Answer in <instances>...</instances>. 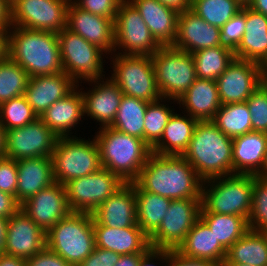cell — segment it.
<instances>
[{
    "mask_svg": "<svg viewBox=\"0 0 267 266\" xmlns=\"http://www.w3.org/2000/svg\"><path fill=\"white\" fill-rule=\"evenodd\" d=\"M134 182L171 200L201 199L203 180L183 156L152 153Z\"/></svg>",
    "mask_w": 267,
    "mask_h": 266,
    "instance_id": "cell-1",
    "label": "cell"
},
{
    "mask_svg": "<svg viewBox=\"0 0 267 266\" xmlns=\"http://www.w3.org/2000/svg\"><path fill=\"white\" fill-rule=\"evenodd\" d=\"M6 55L30 77L63 72L57 33L11 26L6 32Z\"/></svg>",
    "mask_w": 267,
    "mask_h": 266,
    "instance_id": "cell-2",
    "label": "cell"
},
{
    "mask_svg": "<svg viewBox=\"0 0 267 266\" xmlns=\"http://www.w3.org/2000/svg\"><path fill=\"white\" fill-rule=\"evenodd\" d=\"M232 138L212 121H198L183 157L203 180L233 174Z\"/></svg>",
    "mask_w": 267,
    "mask_h": 266,
    "instance_id": "cell-3",
    "label": "cell"
},
{
    "mask_svg": "<svg viewBox=\"0 0 267 266\" xmlns=\"http://www.w3.org/2000/svg\"><path fill=\"white\" fill-rule=\"evenodd\" d=\"M98 129L94 137L100 149L101 167L116 174L124 183L134 182L152 154V148L143 139L110 126Z\"/></svg>",
    "mask_w": 267,
    "mask_h": 266,
    "instance_id": "cell-4",
    "label": "cell"
},
{
    "mask_svg": "<svg viewBox=\"0 0 267 266\" xmlns=\"http://www.w3.org/2000/svg\"><path fill=\"white\" fill-rule=\"evenodd\" d=\"M255 177L232 174L203 181L200 213L237 215L248 221Z\"/></svg>",
    "mask_w": 267,
    "mask_h": 266,
    "instance_id": "cell-5",
    "label": "cell"
},
{
    "mask_svg": "<svg viewBox=\"0 0 267 266\" xmlns=\"http://www.w3.org/2000/svg\"><path fill=\"white\" fill-rule=\"evenodd\" d=\"M93 215L71 212L46 232V247L78 266L96 247Z\"/></svg>",
    "mask_w": 267,
    "mask_h": 266,
    "instance_id": "cell-6",
    "label": "cell"
},
{
    "mask_svg": "<svg viewBox=\"0 0 267 266\" xmlns=\"http://www.w3.org/2000/svg\"><path fill=\"white\" fill-rule=\"evenodd\" d=\"M51 160L55 182L62 185L101 168L100 149L94 136L87 140L80 136L58 137Z\"/></svg>",
    "mask_w": 267,
    "mask_h": 266,
    "instance_id": "cell-7",
    "label": "cell"
},
{
    "mask_svg": "<svg viewBox=\"0 0 267 266\" xmlns=\"http://www.w3.org/2000/svg\"><path fill=\"white\" fill-rule=\"evenodd\" d=\"M113 56V57H112ZM111 76L108 77L127 96L154 102L162 98L156 83L154 65L151 56L146 55H110Z\"/></svg>",
    "mask_w": 267,
    "mask_h": 266,
    "instance_id": "cell-8",
    "label": "cell"
},
{
    "mask_svg": "<svg viewBox=\"0 0 267 266\" xmlns=\"http://www.w3.org/2000/svg\"><path fill=\"white\" fill-rule=\"evenodd\" d=\"M57 37L62 69L77 84L106 77L104 58L108 59V55H105L102 49L66 27L57 34Z\"/></svg>",
    "mask_w": 267,
    "mask_h": 266,
    "instance_id": "cell-9",
    "label": "cell"
},
{
    "mask_svg": "<svg viewBox=\"0 0 267 266\" xmlns=\"http://www.w3.org/2000/svg\"><path fill=\"white\" fill-rule=\"evenodd\" d=\"M151 58L162 98L178 100L197 79L192 53L161 46Z\"/></svg>",
    "mask_w": 267,
    "mask_h": 266,
    "instance_id": "cell-10",
    "label": "cell"
},
{
    "mask_svg": "<svg viewBox=\"0 0 267 266\" xmlns=\"http://www.w3.org/2000/svg\"><path fill=\"white\" fill-rule=\"evenodd\" d=\"M114 38L117 54L152 56L161 47L129 0H123L118 7Z\"/></svg>",
    "mask_w": 267,
    "mask_h": 266,
    "instance_id": "cell-11",
    "label": "cell"
},
{
    "mask_svg": "<svg viewBox=\"0 0 267 266\" xmlns=\"http://www.w3.org/2000/svg\"><path fill=\"white\" fill-rule=\"evenodd\" d=\"M123 184L116 174L101 167L97 172L68 181L64 187L72 212L92 214Z\"/></svg>",
    "mask_w": 267,
    "mask_h": 266,
    "instance_id": "cell-12",
    "label": "cell"
},
{
    "mask_svg": "<svg viewBox=\"0 0 267 266\" xmlns=\"http://www.w3.org/2000/svg\"><path fill=\"white\" fill-rule=\"evenodd\" d=\"M201 199L171 200L159 227L149 236L151 248L177 250L200 218Z\"/></svg>",
    "mask_w": 267,
    "mask_h": 266,
    "instance_id": "cell-13",
    "label": "cell"
},
{
    "mask_svg": "<svg viewBox=\"0 0 267 266\" xmlns=\"http://www.w3.org/2000/svg\"><path fill=\"white\" fill-rule=\"evenodd\" d=\"M71 0H16L11 5V26L59 33L66 27Z\"/></svg>",
    "mask_w": 267,
    "mask_h": 266,
    "instance_id": "cell-14",
    "label": "cell"
},
{
    "mask_svg": "<svg viewBox=\"0 0 267 266\" xmlns=\"http://www.w3.org/2000/svg\"><path fill=\"white\" fill-rule=\"evenodd\" d=\"M57 139L58 136L38 117L30 124L6 131L4 157L16 161L51 158Z\"/></svg>",
    "mask_w": 267,
    "mask_h": 266,
    "instance_id": "cell-15",
    "label": "cell"
},
{
    "mask_svg": "<svg viewBox=\"0 0 267 266\" xmlns=\"http://www.w3.org/2000/svg\"><path fill=\"white\" fill-rule=\"evenodd\" d=\"M263 72L259 63L234 58L215 80L222 105L246 102L263 83Z\"/></svg>",
    "mask_w": 267,
    "mask_h": 266,
    "instance_id": "cell-16",
    "label": "cell"
},
{
    "mask_svg": "<svg viewBox=\"0 0 267 266\" xmlns=\"http://www.w3.org/2000/svg\"><path fill=\"white\" fill-rule=\"evenodd\" d=\"M82 83H88L89 86L91 84L93 87L87 92L83 91L84 88H80ZM80 86L77 84L76 87L83 97L84 118L97 121L99 128L110 126L115 119L123 95L120 88L108 76L81 82Z\"/></svg>",
    "mask_w": 267,
    "mask_h": 266,
    "instance_id": "cell-17",
    "label": "cell"
},
{
    "mask_svg": "<svg viewBox=\"0 0 267 266\" xmlns=\"http://www.w3.org/2000/svg\"><path fill=\"white\" fill-rule=\"evenodd\" d=\"M20 209L45 233L72 212L68 205L65 187L59 182L41 189L22 203Z\"/></svg>",
    "mask_w": 267,
    "mask_h": 266,
    "instance_id": "cell-18",
    "label": "cell"
},
{
    "mask_svg": "<svg viewBox=\"0 0 267 266\" xmlns=\"http://www.w3.org/2000/svg\"><path fill=\"white\" fill-rule=\"evenodd\" d=\"M66 28L98 46L106 55L114 53V21L79 8L72 0L67 9Z\"/></svg>",
    "mask_w": 267,
    "mask_h": 266,
    "instance_id": "cell-19",
    "label": "cell"
},
{
    "mask_svg": "<svg viewBox=\"0 0 267 266\" xmlns=\"http://www.w3.org/2000/svg\"><path fill=\"white\" fill-rule=\"evenodd\" d=\"M46 246V233L19 209L7 222L4 254L24 259Z\"/></svg>",
    "mask_w": 267,
    "mask_h": 266,
    "instance_id": "cell-20",
    "label": "cell"
},
{
    "mask_svg": "<svg viewBox=\"0 0 267 266\" xmlns=\"http://www.w3.org/2000/svg\"><path fill=\"white\" fill-rule=\"evenodd\" d=\"M222 45L220 28L210 25L191 9L179 13L177 36L173 47L194 53Z\"/></svg>",
    "mask_w": 267,
    "mask_h": 266,
    "instance_id": "cell-21",
    "label": "cell"
},
{
    "mask_svg": "<svg viewBox=\"0 0 267 266\" xmlns=\"http://www.w3.org/2000/svg\"><path fill=\"white\" fill-rule=\"evenodd\" d=\"M77 83L64 71L55 74L30 77L25 97L34 112L40 117L56 101L65 98Z\"/></svg>",
    "mask_w": 267,
    "mask_h": 266,
    "instance_id": "cell-22",
    "label": "cell"
},
{
    "mask_svg": "<svg viewBox=\"0 0 267 266\" xmlns=\"http://www.w3.org/2000/svg\"><path fill=\"white\" fill-rule=\"evenodd\" d=\"M92 215L100 225L111 228L121 229L137 224L135 182L124 183Z\"/></svg>",
    "mask_w": 267,
    "mask_h": 266,
    "instance_id": "cell-23",
    "label": "cell"
},
{
    "mask_svg": "<svg viewBox=\"0 0 267 266\" xmlns=\"http://www.w3.org/2000/svg\"><path fill=\"white\" fill-rule=\"evenodd\" d=\"M96 247L117 254H144L150 248L149 236L135 224L132 227L111 228L93 220Z\"/></svg>",
    "mask_w": 267,
    "mask_h": 266,
    "instance_id": "cell-24",
    "label": "cell"
},
{
    "mask_svg": "<svg viewBox=\"0 0 267 266\" xmlns=\"http://www.w3.org/2000/svg\"><path fill=\"white\" fill-rule=\"evenodd\" d=\"M139 11L155 40L161 46H173L177 36L178 15L158 0H129Z\"/></svg>",
    "mask_w": 267,
    "mask_h": 266,
    "instance_id": "cell-25",
    "label": "cell"
},
{
    "mask_svg": "<svg viewBox=\"0 0 267 266\" xmlns=\"http://www.w3.org/2000/svg\"><path fill=\"white\" fill-rule=\"evenodd\" d=\"M246 28L234 57L259 63L267 70V16L245 6Z\"/></svg>",
    "mask_w": 267,
    "mask_h": 266,
    "instance_id": "cell-26",
    "label": "cell"
},
{
    "mask_svg": "<svg viewBox=\"0 0 267 266\" xmlns=\"http://www.w3.org/2000/svg\"><path fill=\"white\" fill-rule=\"evenodd\" d=\"M58 137L73 135L84 118L83 97L76 87L65 98L56 101L39 117ZM83 119V120H81ZM81 121V123H80ZM72 130H74L72 132Z\"/></svg>",
    "mask_w": 267,
    "mask_h": 266,
    "instance_id": "cell-27",
    "label": "cell"
},
{
    "mask_svg": "<svg viewBox=\"0 0 267 266\" xmlns=\"http://www.w3.org/2000/svg\"><path fill=\"white\" fill-rule=\"evenodd\" d=\"M233 174L255 175L262 169L267 152V133L250 131L232 139Z\"/></svg>",
    "mask_w": 267,
    "mask_h": 266,
    "instance_id": "cell-28",
    "label": "cell"
},
{
    "mask_svg": "<svg viewBox=\"0 0 267 266\" xmlns=\"http://www.w3.org/2000/svg\"><path fill=\"white\" fill-rule=\"evenodd\" d=\"M179 108L197 121H212L222 106L215 80L197 78L177 100Z\"/></svg>",
    "mask_w": 267,
    "mask_h": 266,
    "instance_id": "cell-29",
    "label": "cell"
},
{
    "mask_svg": "<svg viewBox=\"0 0 267 266\" xmlns=\"http://www.w3.org/2000/svg\"><path fill=\"white\" fill-rule=\"evenodd\" d=\"M16 163L17 202L20 205L55 182L51 158H26L17 160Z\"/></svg>",
    "mask_w": 267,
    "mask_h": 266,
    "instance_id": "cell-30",
    "label": "cell"
},
{
    "mask_svg": "<svg viewBox=\"0 0 267 266\" xmlns=\"http://www.w3.org/2000/svg\"><path fill=\"white\" fill-rule=\"evenodd\" d=\"M177 251L185 257L209 260L218 265L227 254V250L216 241L213 232L201 218L187 233L184 242L177 248Z\"/></svg>",
    "mask_w": 267,
    "mask_h": 266,
    "instance_id": "cell-31",
    "label": "cell"
},
{
    "mask_svg": "<svg viewBox=\"0 0 267 266\" xmlns=\"http://www.w3.org/2000/svg\"><path fill=\"white\" fill-rule=\"evenodd\" d=\"M183 113V115H182ZM174 112L160 140L152 147L157 155L182 156L188 149L197 120L190 115Z\"/></svg>",
    "mask_w": 267,
    "mask_h": 266,
    "instance_id": "cell-32",
    "label": "cell"
},
{
    "mask_svg": "<svg viewBox=\"0 0 267 266\" xmlns=\"http://www.w3.org/2000/svg\"><path fill=\"white\" fill-rule=\"evenodd\" d=\"M229 261L253 266H267V232L249 229L228 250Z\"/></svg>",
    "mask_w": 267,
    "mask_h": 266,
    "instance_id": "cell-33",
    "label": "cell"
},
{
    "mask_svg": "<svg viewBox=\"0 0 267 266\" xmlns=\"http://www.w3.org/2000/svg\"><path fill=\"white\" fill-rule=\"evenodd\" d=\"M137 224L150 236L161 224L171 199L142 190L135 183Z\"/></svg>",
    "mask_w": 267,
    "mask_h": 266,
    "instance_id": "cell-34",
    "label": "cell"
},
{
    "mask_svg": "<svg viewBox=\"0 0 267 266\" xmlns=\"http://www.w3.org/2000/svg\"><path fill=\"white\" fill-rule=\"evenodd\" d=\"M148 103L145 100L123 94L110 127L144 140V119Z\"/></svg>",
    "mask_w": 267,
    "mask_h": 266,
    "instance_id": "cell-35",
    "label": "cell"
},
{
    "mask_svg": "<svg viewBox=\"0 0 267 266\" xmlns=\"http://www.w3.org/2000/svg\"><path fill=\"white\" fill-rule=\"evenodd\" d=\"M200 218L208 225L218 241L228 250L248 230V221L237 215L200 213Z\"/></svg>",
    "mask_w": 267,
    "mask_h": 266,
    "instance_id": "cell-36",
    "label": "cell"
},
{
    "mask_svg": "<svg viewBox=\"0 0 267 266\" xmlns=\"http://www.w3.org/2000/svg\"><path fill=\"white\" fill-rule=\"evenodd\" d=\"M197 78L216 80L234 60V51L224 45L192 53Z\"/></svg>",
    "mask_w": 267,
    "mask_h": 266,
    "instance_id": "cell-37",
    "label": "cell"
},
{
    "mask_svg": "<svg viewBox=\"0 0 267 266\" xmlns=\"http://www.w3.org/2000/svg\"><path fill=\"white\" fill-rule=\"evenodd\" d=\"M212 122L232 139L252 131L251 114L246 102L223 104Z\"/></svg>",
    "mask_w": 267,
    "mask_h": 266,
    "instance_id": "cell-38",
    "label": "cell"
},
{
    "mask_svg": "<svg viewBox=\"0 0 267 266\" xmlns=\"http://www.w3.org/2000/svg\"><path fill=\"white\" fill-rule=\"evenodd\" d=\"M168 102H170V106L167 104ZM172 103L178 102L172 98H161L148 103L144 119V141L151 148L162 137L164 128L175 111V108H172L174 106H171Z\"/></svg>",
    "mask_w": 267,
    "mask_h": 266,
    "instance_id": "cell-39",
    "label": "cell"
},
{
    "mask_svg": "<svg viewBox=\"0 0 267 266\" xmlns=\"http://www.w3.org/2000/svg\"><path fill=\"white\" fill-rule=\"evenodd\" d=\"M30 76L8 55L0 58V105L25 94Z\"/></svg>",
    "mask_w": 267,
    "mask_h": 266,
    "instance_id": "cell-40",
    "label": "cell"
},
{
    "mask_svg": "<svg viewBox=\"0 0 267 266\" xmlns=\"http://www.w3.org/2000/svg\"><path fill=\"white\" fill-rule=\"evenodd\" d=\"M242 4L238 0H191L190 9L210 25L221 28L237 14Z\"/></svg>",
    "mask_w": 267,
    "mask_h": 266,
    "instance_id": "cell-41",
    "label": "cell"
},
{
    "mask_svg": "<svg viewBox=\"0 0 267 266\" xmlns=\"http://www.w3.org/2000/svg\"><path fill=\"white\" fill-rule=\"evenodd\" d=\"M37 118V114L29 105L25 95L14 97L0 105V124L5 132L30 124Z\"/></svg>",
    "mask_w": 267,
    "mask_h": 266,
    "instance_id": "cell-42",
    "label": "cell"
},
{
    "mask_svg": "<svg viewBox=\"0 0 267 266\" xmlns=\"http://www.w3.org/2000/svg\"><path fill=\"white\" fill-rule=\"evenodd\" d=\"M248 226L253 231L267 232V180L257 176L254 178Z\"/></svg>",
    "mask_w": 267,
    "mask_h": 266,
    "instance_id": "cell-43",
    "label": "cell"
},
{
    "mask_svg": "<svg viewBox=\"0 0 267 266\" xmlns=\"http://www.w3.org/2000/svg\"><path fill=\"white\" fill-rule=\"evenodd\" d=\"M252 131L267 133V86L263 82L246 100Z\"/></svg>",
    "mask_w": 267,
    "mask_h": 266,
    "instance_id": "cell-44",
    "label": "cell"
},
{
    "mask_svg": "<svg viewBox=\"0 0 267 266\" xmlns=\"http://www.w3.org/2000/svg\"><path fill=\"white\" fill-rule=\"evenodd\" d=\"M245 28V6H242L241 10L220 28L222 44L234 51L242 40Z\"/></svg>",
    "mask_w": 267,
    "mask_h": 266,
    "instance_id": "cell-45",
    "label": "cell"
},
{
    "mask_svg": "<svg viewBox=\"0 0 267 266\" xmlns=\"http://www.w3.org/2000/svg\"><path fill=\"white\" fill-rule=\"evenodd\" d=\"M17 163L7 157L0 159V191L13 195L17 200Z\"/></svg>",
    "mask_w": 267,
    "mask_h": 266,
    "instance_id": "cell-46",
    "label": "cell"
},
{
    "mask_svg": "<svg viewBox=\"0 0 267 266\" xmlns=\"http://www.w3.org/2000/svg\"><path fill=\"white\" fill-rule=\"evenodd\" d=\"M79 8L95 15L115 20L118 7L123 0H72Z\"/></svg>",
    "mask_w": 267,
    "mask_h": 266,
    "instance_id": "cell-47",
    "label": "cell"
},
{
    "mask_svg": "<svg viewBox=\"0 0 267 266\" xmlns=\"http://www.w3.org/2000/svg\"><path fill=\"white\" fill-rule=\"evenodd\" d=\"M119 258L120 254L95 247L94 251L78 266H115Z\"/></svg>",
    "mask_w": 267,
    "mask_h": 266,
    "instance_id": "cell-48",
    "label": "cell"
},
{
    "mask_svg": "<svg viewBox=\"0 0 267 266\" xmlns=\"http://www.w3.org/2000/svg\"><path fill=\"white\" fill-rule=\"evenodd\" d=\"M26 266H71L60 255L46 246L33 257L26 259Z\"/></svg>",
    "mask_w": 267,
    "mask_h": 266,
    "instance_id": "cell-49",
    "label": "cell"
},
{
    "mask_svg": "<svg viewBox=\"0 0 267 266\" xmlns=\"http://www.w3.org/2000/svg\"><path fill=\"white\" fill-rule=\"evenodd\" d=\"M160 261V262H158ZM156 264V265H155ZM169 266L170 250L149 248L142 256L139 266Z\"/></svg>",
    "mask_w": 267,
    "mask_h": 266,
    "instance_id": "cell-50",
    "label": "cell"
},
{
    "mask_svg": "<svg viewBox=\"0 0 267 266\" xmlns=\"http://www.w3.org/2000/svg\"><path fill=\"white\" fill-rule=\"evenodd\" d=\"M169 266H219V265L209 260L188 258L181 255L177 250H170Z\"/></svg>",
    "mask_w": 267,
    "mask_h": 266,
    "instance_id": "cell-51",
    "label": "cell"
},
{
    "mask_svg": "<svg viewBox=\"0 0 267 266\" xmlns=\"http://www.w3.org/2000/svg\"><path fill=\"white\" fill-rule=\"evenodd\" d=\"M20 207L13 195L0 191V217L9 219Z\"/></svg>",
    "mask_w": 267,
    "mask_h": 266,
    "instance_id": "cell-52",
    "label": "cell"
},
{
    "mask_svg": "<svg viewBox=\"0 0 267 266\" xmlns=\"http://www.w3.org/2000/svg\"><path fill=\"white\" fill-rule=\"evenodd\" d=\"M11 27V5L6 0H0V30L5 33Z\"/></svg>",
    "mask_w": 267,
    "mask_h": 266,
    "instance_id": "cell-53",
    "label": "cell"
},
{
    "mask_svg": "<svg viewBox=\"0 0 267 266\" xmlns=\"http://www.w3.org/2000/svg\"><path fill=\"white\" fill-rule=\"evenodd\" d=\"M162 4L174 9L178 13L187 11L190 9L191 0H158Z\"/></svg>",
    "mask_w": 267,
    "mask_h": 266,
    "instance_id": "cell-54",
    "label": "cell"
},
{
    "mask_svg": "<svg viewBox=\"0 0 267 266\" xmlns=\"http://www.w3.org/2000/svg\"><path fill=\"white\" fill-rule=\"evenodd\" d=\"M143 254H125L120 255L115 266H139Z\"/></svg>",
    "mask_w": 267,
    "mask_h": 266,
    "instance_id": "cell-55",
    "label": "cell"
},
{
    "mask_svg": "<svg viewBox=\"0 0 267 266\" xmlns=\"http://www.w3.org/2000/svg\"><path fill=\"white\" fill-rule=\"evenodd\" d=\"M0 266H26V259L3 253L0 254Z\"/></svg>",
    "mask_w": 267,
    "mask_h": 266,
    "instance_id": "cell-56",
    "label": "cell"
},
{
    "mask_svg": "<svg viewBox=\"0 0 267 266\" xmlns=\"http://www.w3.org/2000/svg\"><path fill=\"white\" fill-rule=\"evenodd\" d=\"M247 6L255 12L267 16V0H252Z\"/></svg>",
    "mask_w": 267,
    "mask_h": 266,
    "instance_id": "cell-57",
    "label": "cell"
},
{
    "mask_svg": "<svg viewBox=\"0 0 267 266\" xmlns=\"http://www.w3.org/2000/svg\"><path fill=\"white\" fill-rule=\"evenodd\" d=\"M8 219L0 217V254L4 253Z\"/></svg>",
    "mask_w": 267,
    "mask_h": 266,
    "instance_id": "cell-58",
    "label": "cell"
},
{
    "mask_svg": "<svg viewBox=\"0 0 267 266\" xmlns=\"http://www.w3.org/2000/svg\"><path fill=\"white\" fill-rule=\"evenodd\" d=\"M6 54V33L0 30V58Z\"/></svg>",
    "mask_w": 267,
    "mask_h": 266,
    "instance_id": "cell-59",
    "label": "cell"
},
{
    "mask_svg": "<svg viewBox=\"0 0 267 266\" xmlns=\"http://www.w3.org/2000/svg\"><path fill=\"white\" fill-rule=\"evenodd\" d=\"M5 129L0 124V155H4L5 150Z\"/></svg>",
    "mask_w": 267,
    "mask_h": 266,
    "instance_id": "cell-60",
    "label": "cell"
},
{
    "mask_svg": "<svg viewBox=\"0 0 267 266\" xmlns=\"http://www.w3.org/2000/svg\"><path fill=\"white\" fill-rule=\"evenodd\" d=\"M257 177L267 180V152H266V156H265V161H264V165L262 167V169L260 170V172L258 173Z\"/></svg>",
    "mask_w": 267,
    "mask_h": 266,
    "instance_id": "cell-61",
    "label": "cell"
},
{
    "mask_svg": "<svg viewBox=\"0 0 267 266\" xmlns=\"http://www.w3.org/2000/svg\"><path fill=\"white\" fill-rule=\"evenodd\" d=\"M219 266H253L248 264H242V263H236L229 261L226 257L222 260L221 264Z\"/></svg>",
    "mask_w": 267,
    "mask_h": 266,
    "instance_id": "cell-62",
    "label": "cell"
},
{
    "mask_svg": "<svg viewBox=\"0 0 267 266\" xmlns=\"http://www.w3.org/2000/svg\"><path fill=\"white\" fill-rule=\"evenodd\" d=\"M243 6H247L252 0H238Z\"/></svg>",
    "mask_w": 267,
    "mask_h": 266,
    "instance_id": "cell-63",
    "label": "cell"
},
{
    "mask_svg": "<svg viewBox=\"0 0 267 266\" xmlns=\"http://www.w3.org/2000/svg\"><path fill=\"white\" fill-rule=\"evenodd\" d=\"M263 82L266 84V86H267V70H265L264 72H263Z\"/></svg>",
    "mask_w": 267,
    "mask_h": 266,
    "instance_id": "cell-64",
    "label": "cell"
},
{
    "mask_svg": "<svg viewBox=\"0 0 267 266\" xmlns=\"http://www.w3.org/2000/svg\"><path fill=\"white\" fill-rule=\"evenodd\" d=\"M10 5H12L16 0H6Z\"/></svg>",
    "mask_w": 267,
    "mask_h": 266,
    "instance_id": "cell-65",
    "label": "cell"
}]
</instances>
